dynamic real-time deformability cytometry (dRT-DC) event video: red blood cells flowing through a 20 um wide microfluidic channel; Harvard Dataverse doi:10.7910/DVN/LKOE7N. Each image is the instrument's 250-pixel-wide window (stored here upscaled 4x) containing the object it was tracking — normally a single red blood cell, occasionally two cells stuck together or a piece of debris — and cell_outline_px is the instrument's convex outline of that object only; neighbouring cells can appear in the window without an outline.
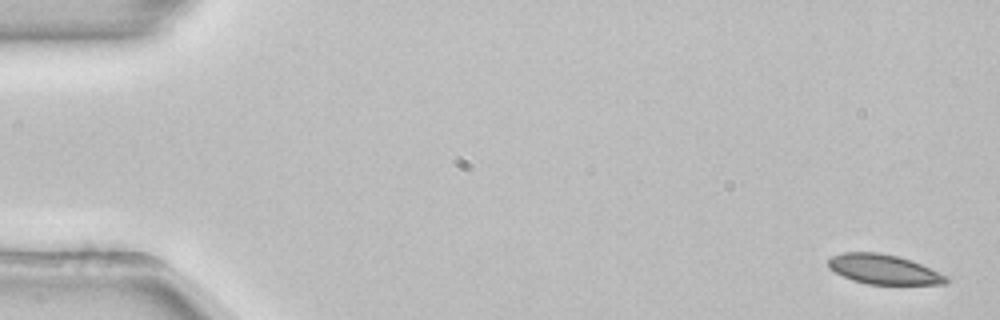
{"species": "common noctule bat (a hibernating species)", "species_latin": "Nyctalus noctula", "temperature_condition": "room temperature", "stored_images_in_passage": 53, "camera_frame_rate_fps": 3000, "um_per_image_px": 0.085, "animal": {"sex": "female", "body_mass_g": 22.7, "forearm_length_mm": 54.2}, "frame": {"image": 1, "passage_image": 1, "time_ms": 0.0, "image_size_px": [1000, 320], "cell_outline_px": [[948, 280], [944, 284], [868, 284], [852, 280], [828, 268], [828, 260], [832, 256], [840, 252], [880, 252], [912, 260], [948, 276]], "centroid_in_image_um": [75.09, 22.88], "position_along_channel_um": 9.9, "area_um2": 20.35}}
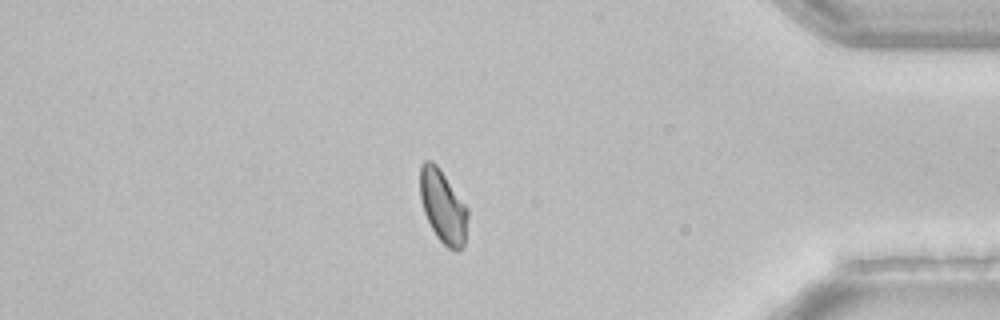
{"frame": {"image": 2, "passage_image": 45, "time_ms": 14.667, "image_size_px": [1000, 320], "cell_outline_px": [[468, 216], [464, 244], [456, 252], [448, 248], [436, 236], [424, 212], [420, 196], [420, 164], [424, 160], [432, 160], [440, 168], [468, 208]], "centroid_in_image_um": [37.65, 17.52], "position_along_channel_um": 397.6, "area_um2": 20.29}}
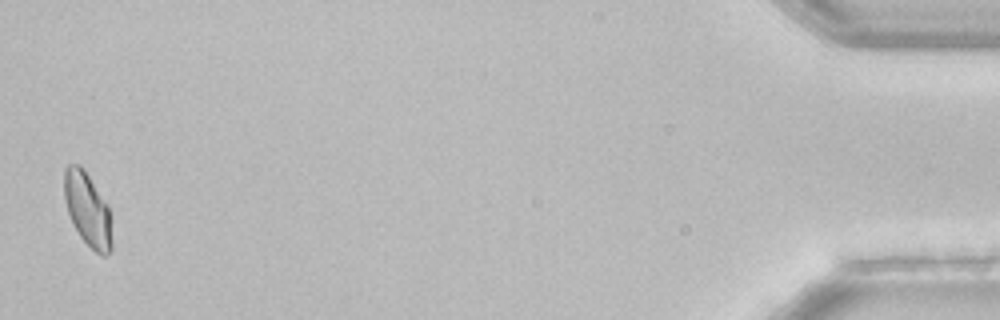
{"frame": {"image": 3, "passage_image": 52, "time_ms": 17.0, "image_size_px": [1000, 320], "cell_outline_px": [[112, 248], [108, 256], [100, 256], [80, 236], [68, 212], [64, 200], [64, 168], [68, 164], [80, 164], [84, 168], [108, 204], [112, 216]], "centroid_in_image_um": [7.49, 17.8], "position_along_channel_um": 427.7, "area_um2": 20.87}, "authors_computed_cell_mechanics": {"area_um2": 20.8658, "velocity_mm_per_s": 3.8566, "shape_relaxation_time_tau1_ms": 5.3673, "shape_relaxation_time_tau2_ms": null, "deformation_change_tau1": 0.1071, "deformation_change_tau2": null}}